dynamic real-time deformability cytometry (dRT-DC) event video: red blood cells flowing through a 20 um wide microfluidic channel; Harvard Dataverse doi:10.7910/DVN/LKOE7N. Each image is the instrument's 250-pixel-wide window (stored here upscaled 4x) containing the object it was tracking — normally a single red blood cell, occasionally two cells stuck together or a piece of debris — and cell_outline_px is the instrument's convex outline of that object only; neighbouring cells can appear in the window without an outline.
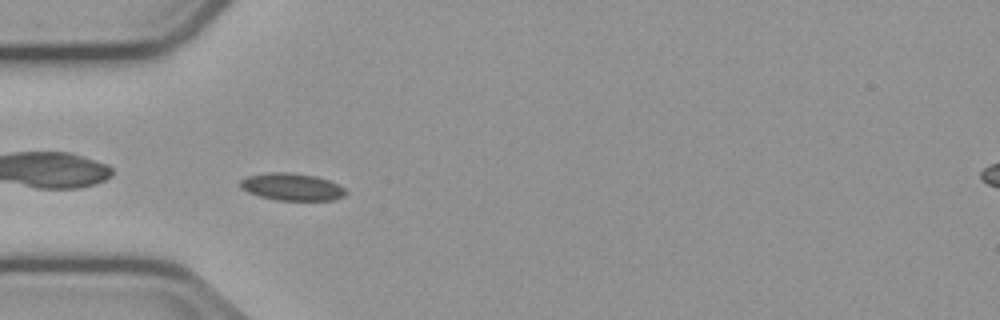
{"species": "common noctule bat (a hibernating species)", "species_latin": "Nyctalus noctula", "temperature_condition": "cold", "stored_images_in_passage": 41, "camera_frame_rate_fps": 3000, "um_per_image_px": 0.085, "animal": {"sex": "male", "body_mass_g": 23.1, "forearm_length_mm": 52.7}, "frame": {"image": 1, "passage_image": 3, "time_ms": 0.667, "image_size_px": [1000, 320], "cell_outline_px": [[348, 192], [344, 196], [332, 200], [276, 200], [260, 196], [248, 192], [240, 188], [240, 180], [248, 176], [268, 172], [292, 172], [316, 176], [328, 180], [344, 188]], "centroid_in_image_um": [24.8, 15.88], "position_along_channel_um": 60.2, "area_um2": 16.76}}
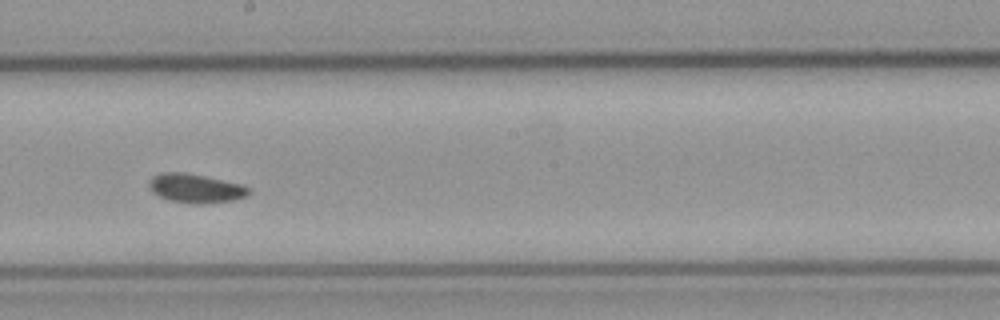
{"frame": {"image": 2, "passage_image": 17, "time_ms": 5.333, "image_size_px": [1000, 320], "cell_outline_px": [[252, 192], [248, 196], [232, 200], [204, 204], [196, 204], [168, 200], [152, 192], [148, 184], [152, 176], [160, 172], [184, 172], [244, 184], [252, 188]], "centroid_in_image_um": [16.67, 16.0], "position_along_channel_um": 231.5, "area_um2": 17.11}}
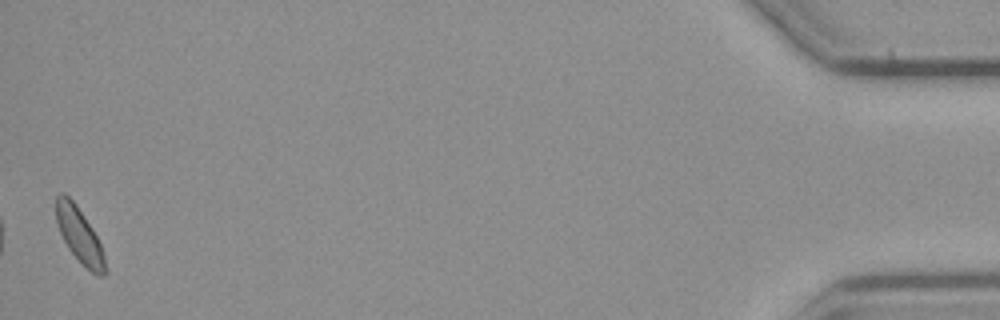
{"frame": {"image": 3, "passage_image": 41, "time_ms": 13.333, "image_size_px": [1000, 320], "cell_outline_px": [[104, 276], [96, 276], [68, 248], [56, 224], [56, 196], [60, 192], [64, 192], [76, 204], [92, 228], [100, 244], [104, 256]], "centroid_in_image_um": [6.71, 19.93], "position_along_channel_um": 428.5, "area_um2": 15.26}, "authors_computed_cell_mechanics": {"area_um2": 16.1262, "velocity_mm_per_s": 3.7111, "shape_relaxation_time_tau1_ms": 1.9904, "shape_relaxation_time_tau2_ms": 3.5339, "deformation_change_tau1": 0.0476, "deformation_change_tau2": 0.0696}}